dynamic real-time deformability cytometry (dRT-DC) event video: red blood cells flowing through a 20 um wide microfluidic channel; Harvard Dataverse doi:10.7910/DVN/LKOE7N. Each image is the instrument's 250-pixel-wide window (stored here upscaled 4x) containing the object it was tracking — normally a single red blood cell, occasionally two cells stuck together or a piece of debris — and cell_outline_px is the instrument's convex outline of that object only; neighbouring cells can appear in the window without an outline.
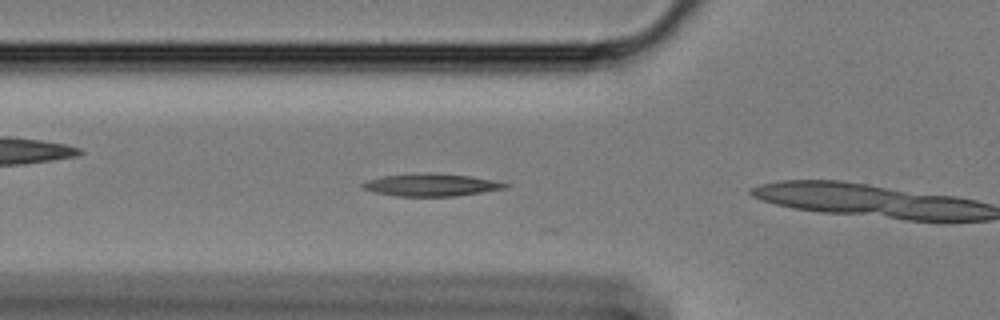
{"species": "Egyptian fruit bat (a non-hibernating species)", "species_latin": "Rousettus aegyptiacus", "temperature_condition": "cold", "stored_images_in_passage": 4, "camera_frame_rate_fps": 3000, "um_per_image_px": 0.085, "animal": {"sex": "female"}, "frame": {"image": 1, "passage_image": 3, "time_ms": 0.667, "image_size_px": [1000, 320], "cell_outline_px": [[512, 184], [508, 188], [456, 196], [396, 196], [372, 192], [360, 188], [360, 184], [368, 180], [384, 176], [428, 172], [472, 176]], "centroid_in_image_um": [36.65, 15.72], "position_along_channel_um": 89.1, "area_um2": 18.84}}